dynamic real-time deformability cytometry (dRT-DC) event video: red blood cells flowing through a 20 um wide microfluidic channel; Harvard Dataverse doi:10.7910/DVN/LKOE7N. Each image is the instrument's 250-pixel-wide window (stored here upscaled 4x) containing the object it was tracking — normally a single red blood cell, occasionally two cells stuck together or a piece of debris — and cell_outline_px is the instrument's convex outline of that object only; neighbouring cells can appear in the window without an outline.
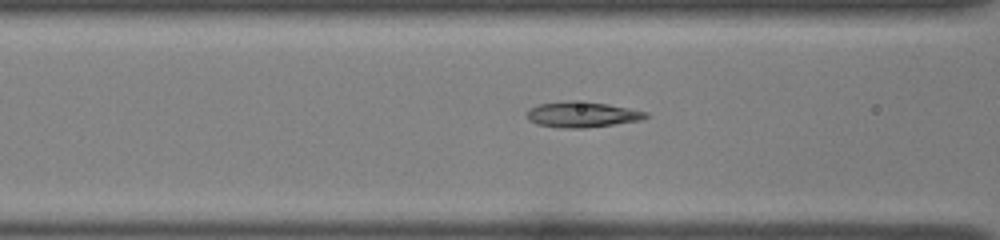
{"species": "common noctule bat (a hibernating species)", "species_latin": "Nyctalus noctula", "temperature_condition": "room temperature", "stored_images_in_passage": 7, "camera_frame_rate_fps": 3000, "um_per_image_px": 0.085, "animal": {"sex": "female", "body_mass_g": 22.0, "forearm_length_mm": 56.7}, "frame": {"image": 1, "passage_image": 5, "time_ms": 1.333, "image_size_px": [1000, 240], "cell_outline_px": [[648, 116], [644, 120], [584, 128], [560, 128], [536, 124], [528, 120], [524, 116], [528, 108], [540, 104], [572, 100], [608, 104], [648, 112]], "centroid_in_image_um": [49.44, 9.74], "position_along_channel_um": 117.2, "area_um2": 17.92}}